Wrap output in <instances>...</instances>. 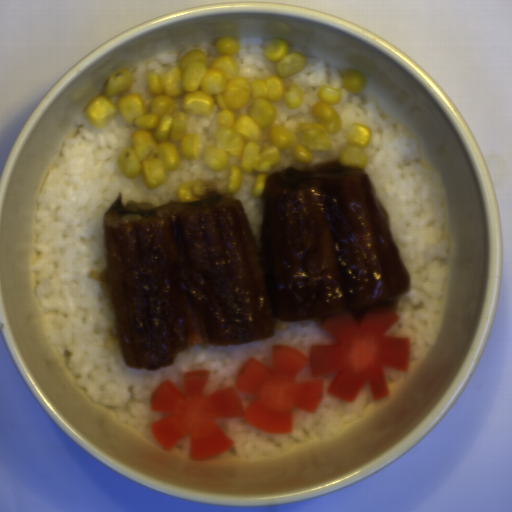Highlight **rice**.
I'll return each instance as SVG.
<instances>
[{
  "mask_svg": "<svg viewBox=\"0 0 512 512\" xmlns=\"http://www.w3.org/2000/svg\"><path fill=\"white\" fill-rule=\"evenodd\" d=\"M218 107L210 115L191 113L187 134L197 135L196 158H180L174 171L157 188H147L141 176L126 178L118 155L131 145L133 124L115 113L100 128L77 120V132L67 138L60 156L46 174L37 195L35 249L38 259L37 294L44 331L61 356L69 351L68 367L87 396L110 409L150 439H156L151 424L170 412L151 411V394L165 379L184 389V373L208 370L203 397L233 387L245 408L256 400L235 388L240 367L255 358L271 367L274 346H287L309 358L312 346H336L335 338L322 328V319L277 322L274 335L243 345L195 344L175 355L172 366L139 368L127 365L121 345L113 299L101 272L107 270L104 215L121 194L127 201L161 206L179 202L177 189L192 179L215 185L213 194L228 195L243 206L258 250L262 247L264 196H255L257 170L241 173L236 193H228V169H209L203 162L206 148L215 145Z\"/></svg>",
  "mask_w": 512,
  "mask_h": 512,
  "instance_id": "obj_1",
  "label": "rice"
},
{
  "mask_svg": "<svg viewBox=\"0 0 512 512\" xmlns=\"http://www.w3.org/2000/svg\"><path fill=\"white\" fill-rule=\"evenodd\" d=\"M303 68L283 83L295 84L303 94L301 104L287 107L272 100L275 125L288 127L300 146L299 124L317 122L312 108L322 86L341 90L331 107L340 116L339 131L331 135V150H314L309 163L294 158V147L281 151L280 161L267 173V179L289 168L307 170L323 162H339L350 126L365 124L371 130L366 144L367 167L374 191L388 214L391 237L403 260L410 284L407 292L379 304L348 310L354 320L371 310H391L399 316L385 336L410 339L411 359L424 356L437 338L444 317L449 272L450 209L442 180L435 167L420 161L417 139L399 121L382 117L375 102H362L346 90L339 70L313 55L304 56Z\"/></svg>",
  "mask_w": 512,
  "mask_h": 512,
  "instance_id": "obj_2",
  "label": "rice"
},
{
  "mask_svg": "<svg viewBox=\"0 0 512 512\" xmlns=\"http://www.w3.org/2000/svg\"><path fill=\"white\" fill-rule=\"evenodd\" d=\"M336 372H327L313 376L310 366L301 368L295 378L296 383L312 380L323 382L322 399L315 412L293 408L292 430L288 434H271L249 424L244 417H227L216 419L217 425L232 438L236 455L242 459L260 456H272L286 448L314 436L329 438L337 435L347 422L359 414L366 400L371 395L369 381L360 389L354 401L342 400L328 392Z\"/></svg>",
  "mask_w": 512,
  "mask_h": 512,
  "instance_id": "obj_3",
  "label": "rice"
},
{
  "mask_svg": "<svg viewBox=\"0 0 512 512\" xmlns=\"http://www.w3.org/2000/svg\"><path fill=\"white\" fill-rule=\"evenodd\" d=\"M194 50H201L204 53L205 67L207 68L211 67V64L219 54L216 50V44H213V39L209 37L173 45L155 55L147 57L128 71L131 76V87L122 94L111 97L112 104L116 106L124 96L140 94L143 104L146 109H149L154 96L149 91L147 73L167 72L175 68L184 55Z\"/></svg>",
  "mask_w": 512,
  "mask_h": 512,
  "instance_id": "obj_4",
  "label": "rice"
},
{
  "mask_svg": "<svg viewBox=\"0 0 512 512\" xmlns=\"http://www.w3.org/2000/svg\"><path fill=\"white\" fill-rule=\"evenodd\" d=\"M238 52L233 55L238 75L241 78L254 80L269 78L276 73V62L271 61L263 52L261 44L264 35L238 36Z\"/></svg>",
  "mask_w": 512,
  "mask_h": 512,
  "instance_id": "obj_5",
  "label": "rice"
},
{
  "mask_svg": "<svg viewBox=\"0 0 512 512\" xmlns=\"http://www.w3.org/2000/svg\"><path fill=\"white\" fill-rule=\"evenodd\" d=\"M191 433L178 440L172 447V451L184 457H190Z\"/></svg>",
  "mask_w": 512,
  "mask_h": 512,
  "instance_id": "obj_6",
  "label": "rice"
},
{
  "mask_svg": "<svg viewBox=\"0 0 512 512\" xmlns=\"http://www.w3.org/2000/svg\"><path fill=\"white\" fill-rule=\"evenodd\" d=\"M383 368H384L387 384H389V385L392 382H394L395 380H398L403 372V371H397V370H395L389 366H386V365H384Z\"/></svg>",
  "mask_w": 512,
  "mask_h": 512,
  "instance_id": "obj_7",
  "label": "rice"
}]
</instances>
